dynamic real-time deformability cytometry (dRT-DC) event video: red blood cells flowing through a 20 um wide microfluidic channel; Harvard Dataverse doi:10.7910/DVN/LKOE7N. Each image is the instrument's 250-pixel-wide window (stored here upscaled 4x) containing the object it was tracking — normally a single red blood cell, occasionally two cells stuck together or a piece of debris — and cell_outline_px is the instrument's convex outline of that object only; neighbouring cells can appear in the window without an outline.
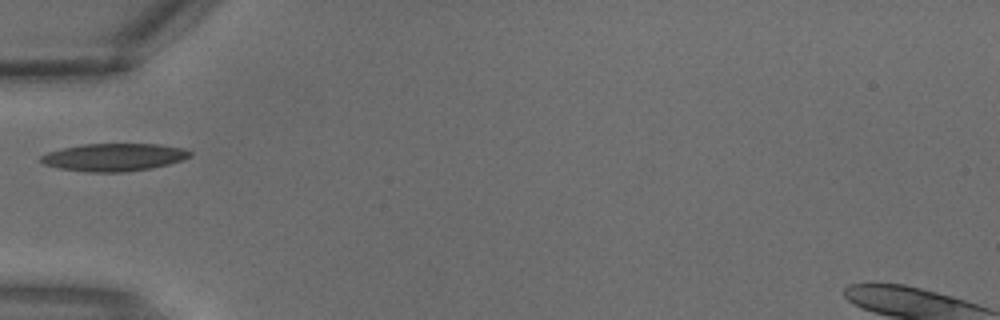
{"species": "common noctule bat (a hibernating species)", "species_latin": "Nyctalus noctula", "temperature_condition": "warm", "stored_images_in_passage": 3, "camera_frame_rate_fps": 3000, "um_per_image_px": 0.085, "animal": {"sex": "male", "body_mass_g": 18.8}, "frame": {"image": 1, "passage_image": 3, "time_ms": 0.667, "image_size_px": [1000, 320], "cell_outline_px": [[192, 156], [168, 164], [152, 168], [124, 172], [88, 172], [60, 168], [44, 164], [40, 160], [40, 156], [48, 152], [64, 148], [84, 144], [160, 144], [184, 148], [192, 152]], "centroid_in_image_um": [9.71, 13.36], "position_along_channel_um": 75.3, "area_um2": 23.93}}